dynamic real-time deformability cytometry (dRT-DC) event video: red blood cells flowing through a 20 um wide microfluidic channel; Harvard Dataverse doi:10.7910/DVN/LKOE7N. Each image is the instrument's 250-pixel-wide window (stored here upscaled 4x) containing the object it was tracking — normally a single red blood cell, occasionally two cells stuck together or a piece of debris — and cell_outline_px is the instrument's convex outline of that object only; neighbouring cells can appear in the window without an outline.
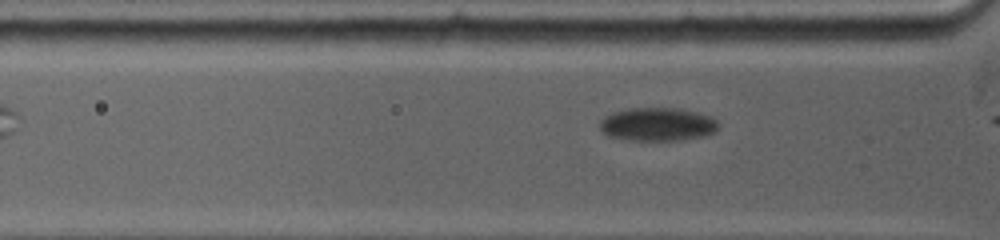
{"species": "common noctule bat (a hibernating species)", "species_latin": "Nyctalus noctula", "temperature_condition": "warm", "stored_images_in_passage": 5, "camera_frame_rate_fps": 5000, "um_per_image_px": 0.085, "animal": {"sex": "female", "body_mass_g": 19.0, "forearm_length_mm": 53.3}, "frame": {"image": 1, "passage_image": 3, "time_ms": 0.4, "image_size_px": [1000, 240], "cell_outline_px": [[720, 124], [712, 132], [704, 136], [684, 140], [628, 140], [608, 136], [600, 128], [600, 120], [604, 116], [612, 112], [628, 108], [680, 108], [712, 116]], "centroid_in_image_um": [55.88, 10.56], "position_along_channel_um": 69.9, "area_um2": 23.18}}